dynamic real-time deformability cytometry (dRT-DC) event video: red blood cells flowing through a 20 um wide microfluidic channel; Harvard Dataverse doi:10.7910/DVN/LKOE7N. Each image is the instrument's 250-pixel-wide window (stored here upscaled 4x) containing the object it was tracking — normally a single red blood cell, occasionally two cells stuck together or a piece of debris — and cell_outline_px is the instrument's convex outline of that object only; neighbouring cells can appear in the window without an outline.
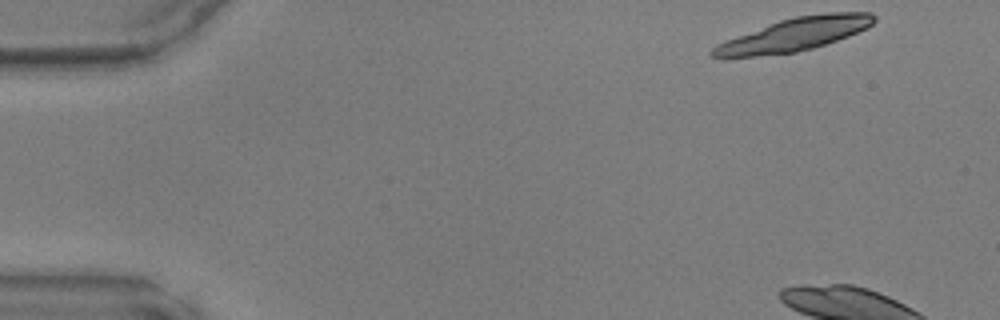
{"species": "common noctule bat (a hibernating species)", "species_latin": "Nyctalus noctula", "temperature_condition": "warm", "stored_images_in_passage": 5, "camera_frame_rate_fps": 3000, "um_per_image_px": 0.085, "animal": {"sex": "male", "body_mass_g": 17.9, "forearm_length_mm": 54.2}, "frame": {"image": 1, "passage_image": 1, "time_ms": 0.0, "image_size_px": [1000, 320], "cell_outline_px": [[876, 20], [868, 28], [848, 36], [812, 48], [796, 52], [724, 60], [712, 56], [708, 52], [716, 44], [724, 40], [780, 20], [796, 16], [828, 12], [872, 12], [876, 16]], "centroid_in_image_um": [67.44, 2.96], "position_along_channel_um": 17.6, "area_um2": 31.56}}